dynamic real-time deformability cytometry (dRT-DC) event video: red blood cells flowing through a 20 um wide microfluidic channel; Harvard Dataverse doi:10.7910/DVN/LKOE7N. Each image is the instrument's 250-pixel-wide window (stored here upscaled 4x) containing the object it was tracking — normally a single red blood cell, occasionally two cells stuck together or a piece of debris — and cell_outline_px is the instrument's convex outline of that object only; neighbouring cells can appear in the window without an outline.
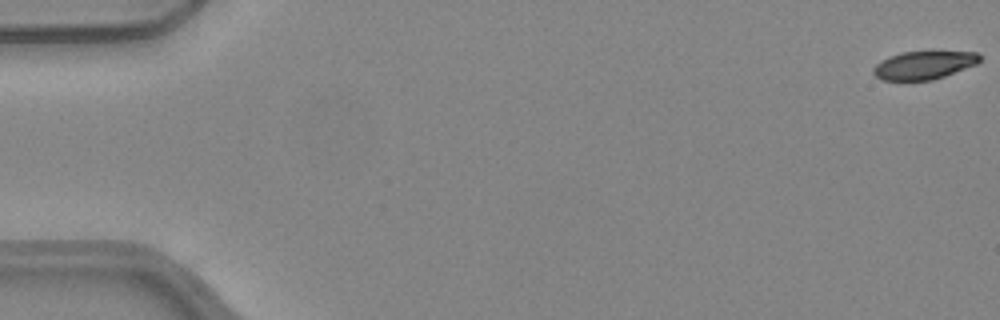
{"species": "common noctule bat (a hibernating species)", "species_latin": "Nyctalus noctula", "temperature_condition": "warm", "stored_images_in_passage": 52, "camera_frame_rate_fps": 3000, "um_per_image_px": 0.085, "animal": {"sex": "female", "body_mass_g": 24.6, "forearm_length_mm": 56.2}, "frame": {"image": 1, "passage_image": 1, "time_ms": 0.0, "image_size_px": [1000, 320], "cell_outline_px": [[980, 60], [976, 64], [944, 76], [932, 80], [880, 80], [872, 72], [872, 68], [880, 60], [888, 56], [900, 52], [976, 52], [980, 56]], "centroid_in_image_um": [78.46, 5.54], "position_along_channel_um": 6.5, "area_um2": 17.34}}
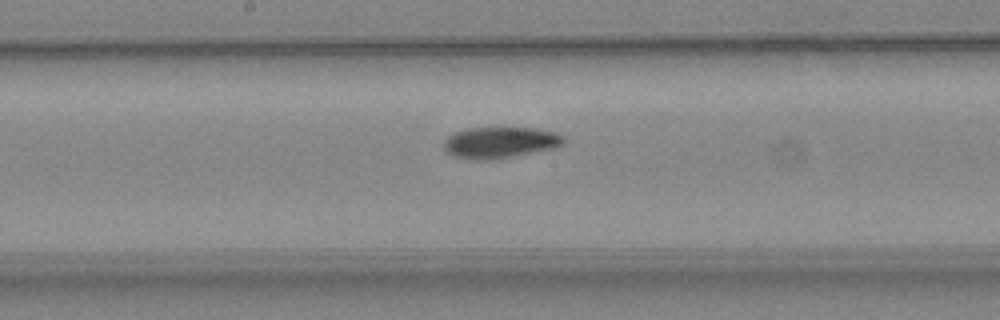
{"frame": {"image": 2, "passage_image": 28, "time_ms": 9.0, "image_size_px": [1000, 320], "cell_outline_px": [[564, 144], [556, 148], [512, 156], [488, 160], [468, 160], [452, 156], [444, 148], [444, 140], [448, 136], [456, 132], [468, 128], [532, 128], [556, 132], [564, 136]], "centroid_in_image_um": [42.5, 12.12], "position_along_channel_um": 205.7, "area_um2": 21.85}}
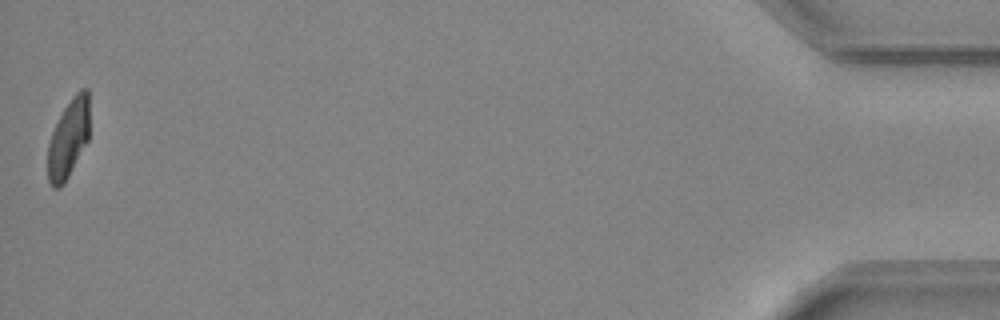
{"frame": {"image": 3, "passage_image": 52, "time_ms": 17.0, "image_size_px": [1000, 320], "cell_outline_px": [[88, 140], [64, 184], [60, 188], [52, 188], [48, 180], [48, 144], [52, 132], [64, 108], [72, 96], [80, 88], [88, 88]], "centroid_in_image_um": [5.81, 11.79], "position_along_channel_um": 429.4, "area_um2": 18.96}, "authors_computed_cell_mechanics": {"area_um2": 20.7791, "velocity_mm_per_s": 4.0088, "shape_relaxation_time_tau1_ms": 4.2788, "shape_relaxation_time_tau2_ms": 4.1493, "deformation_change_tau1": 0.1751, "deformation_change_tau2": 0.1011}}